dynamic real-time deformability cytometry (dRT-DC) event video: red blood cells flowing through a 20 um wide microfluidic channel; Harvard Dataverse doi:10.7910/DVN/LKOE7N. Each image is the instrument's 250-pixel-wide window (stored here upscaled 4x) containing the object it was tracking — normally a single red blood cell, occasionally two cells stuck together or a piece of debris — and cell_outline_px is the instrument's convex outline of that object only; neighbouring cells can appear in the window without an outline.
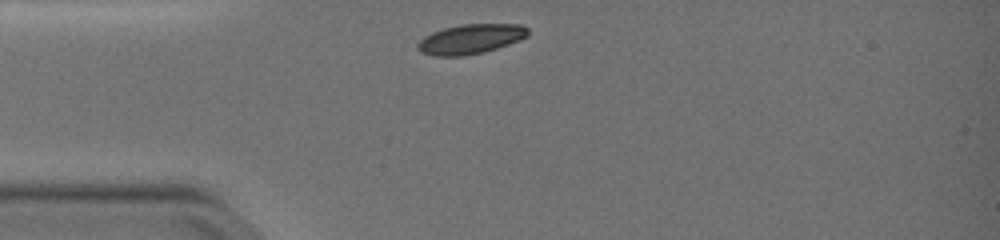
{"species": "common noctule bat (a hibernating species)", "species_latin": "Nyctalus noctula", "temperature_condition": "warm", "stored_images_in_passage": 29, "camera_frame_rate_fps": 3000, "um_per_image_px": 0.085, "animal": {"sex": "female", "body_mass_g": 19.0, "forearm_length_mm": 51.5}, "frame": {"image": 1, "passage_image": 1, "time_ms": 0.0, "image_size_px": [1000, 240], "cell_outline_px": [[528, 36], [520, 40], [484, 52], [464, 56], [432, 56], [420, 52], [416, 48], [416, 44], [424, 36], [432, 32], [444, 28], [460, 24], [520, 24], [528, 28]], "centroid_in_image_um": [39.97, 3.32], "position_along_channel_um": 45.0, "area_um2": 19.25}}
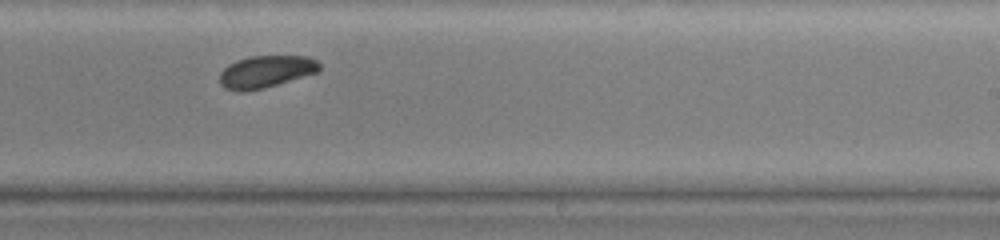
{"frame": {"image": 2, "passage_image": 17, "time_ms": 5.333, "image_size_px": [1000, 240], "cell_outline_px": [[320, 68], [316, 72], [264, 88], [244, 92], [240, 92], [224, 88], [220, 84], [220, 72], [228, 64], [236, 60], [252, 56], [308, 56], [316, 60], [320, 64]], "centroid_in_image_um": [22.55, 6.09], "position_along_channel_um": 266.4, "area_um2": 18.61}}
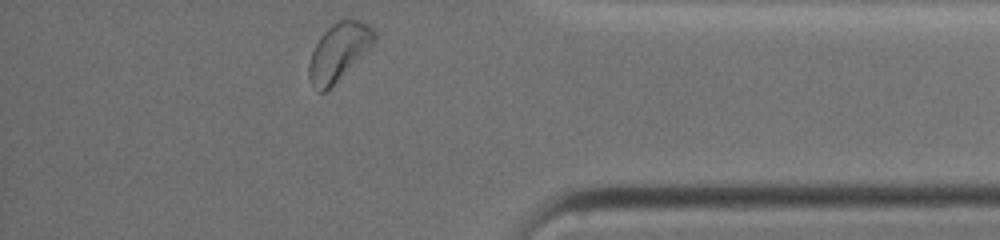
{"frame": {"image": 3, "passage_image": 29, "time_ms": 9.333, "image_size_px": [1000, 240], "cell_outline_px": [[376, 40], [324, 92], [320, 92], [312, 84], [308, 76], [308, 64], [312, 52], [320, 36], [332, 24], [348, 16], [352, 16], [368, 24], [376, 32]], "centroid_in_image_um": [28.78, 4.31], "position_along_channel_um": 406.4, "area_um2": 21.33}, "authors_computed_cell_mechanics": {"area_um2": 18.9584, "velocity_mm_per_s": 3.8011, "shape_relaxation_time_tau1_ms": 2.3316, "shape_relaxation_time_tau2_ms": null, "deformation_change_tau1": 0.0838, "deformation_change_tau2": null}}